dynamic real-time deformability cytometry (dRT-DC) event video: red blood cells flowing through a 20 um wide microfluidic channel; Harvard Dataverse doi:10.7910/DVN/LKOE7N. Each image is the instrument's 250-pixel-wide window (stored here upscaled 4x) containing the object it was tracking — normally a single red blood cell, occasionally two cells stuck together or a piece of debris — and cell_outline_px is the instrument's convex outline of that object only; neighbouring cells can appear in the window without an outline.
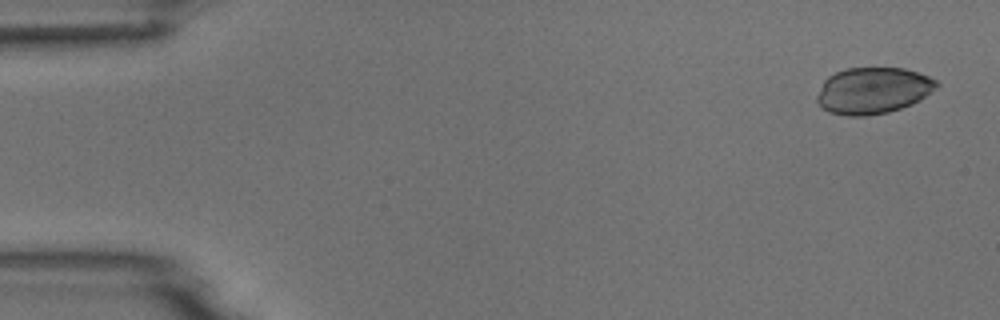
{"species": "common noctule bat (a hibernating species)", "species_latin": "Nyctalus noctula", "temperature_condition": "room temperature", "stored_images_in_passage": 9, "camera_frame_rate_fps": 3000, "um_per_image_px": 0.085, "animal": {"sex": "male", "body_mass_g": 18.8}, "frame": {"image": 1, "passage_image": 1, "time_ms": 0.0, "image_size_px": [1000, 320], "cell_outline_px": [[940, 84], [936, 88], [920, 100], [912, 104], [888, 112], [868, 116], [848, 116], [828, 112], [816, 100], [816, 96], [824, 80], [828, 76], [844, 68], [904, 68], [928, 76], [936, 80]], "centroid_in_image_um": [74.2, 7.7], "position_along_channel_um": 10.8, "area_um2": 32.37}}
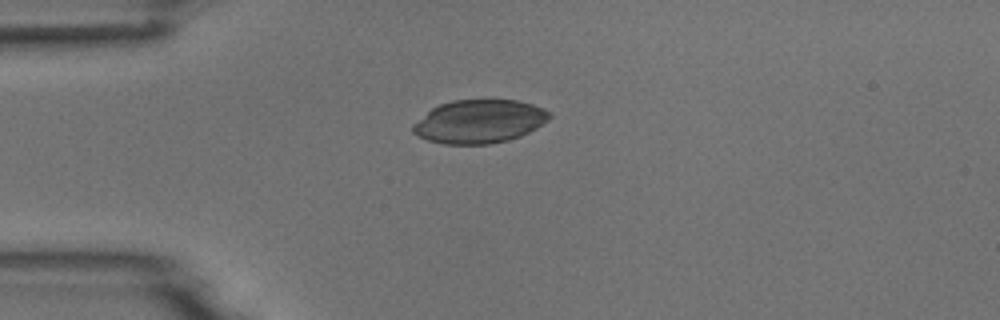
{"frame": {"image": 2, "passage_image": 4, "time_ms": 3.667, "image_size_px": [1000, 320], "cell_outline_px": [[552, 116], [548, 120], [536, 128], [520, 136], [508, 140], [488, 144], [444, 144], [428, 140], [412, 132], [412, 124], [432, 108], [440, 104], [452, 100], [520, 100], [544, 108]], "centroid_in_image_um": [40.74, 10.32], "position_along_channel_um": 44.3, "area_um2": 34.45}}